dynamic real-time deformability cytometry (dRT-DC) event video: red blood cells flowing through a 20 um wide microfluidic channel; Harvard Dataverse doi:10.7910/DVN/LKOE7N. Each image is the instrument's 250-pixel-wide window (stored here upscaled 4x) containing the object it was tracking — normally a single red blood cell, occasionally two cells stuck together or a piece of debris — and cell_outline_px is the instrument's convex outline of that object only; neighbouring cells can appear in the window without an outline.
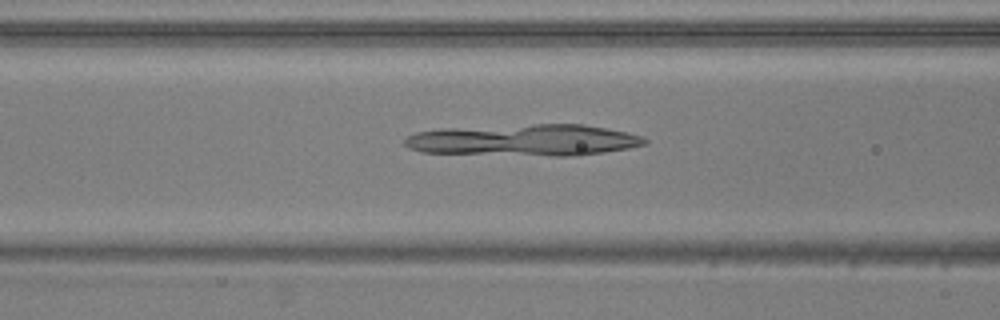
{"species": "common noctule bat (a hibernating species)", "species_latin": "Nyctalus noctula", "temperature_condition": "warm", "stored_images_in_passage": 35, "camera_frame_rate_fps": 3000, "um_per_image_px": 0.085, "animal": {"sex": "male", "body_mass_g": 20.5, "forearm_length_mm": 52.5}, "frame": {"image": 1, "passage_image": 10, "time_ms": 3.0, "image_size_px": [1000, 320], "cell_outline_px": [[648, 144], [628, 148], [604, 152], [576, 156], [552, 156], [420, 152], [408, 148], [404, 144], [404, 140], [408, 136], [416, 132], [440, 128], [536, 124], [584, 124], [624, 132], [640, 136], [648, 140]], "centroid_in_image_um": [44.52, 11.91], "position_along_channel_um": 122.1, "area_um2": 44.27}}
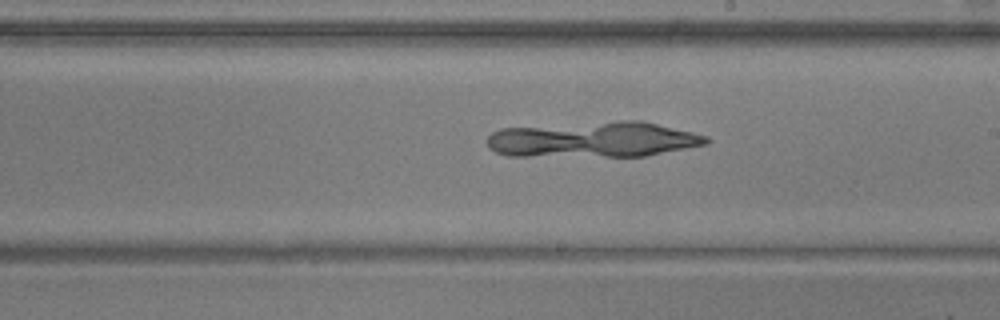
{"frame": {"image": 2, "passage_image": 19, "time_ms": 6.0, "image_size_px": [1000, 320], "cell_outline_px": [[712, 140], [708, 144], [644, 156], [508, 156], [496, 152], [488, 148], [484, 140], [492, 132], [500, 128], [616, 120], [640, 120], [692, 132], [708, 136]], "centroid_in_image_um": [50.4, 11.85], "position_along_channel_um": 238.6, "area_um2": 46.01}}
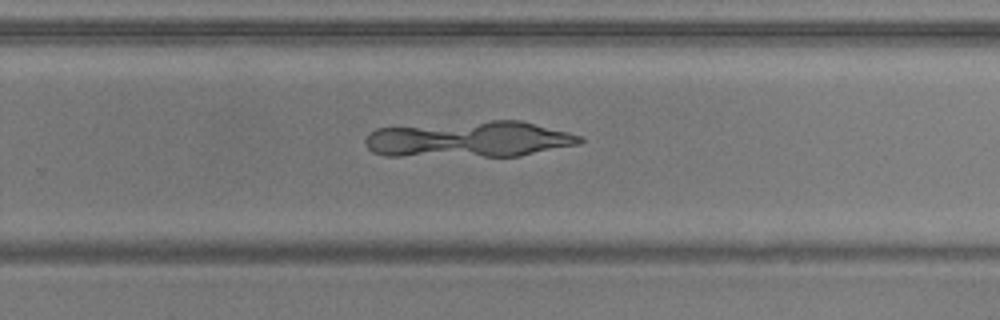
{"frame": {"image": 3, "passage_image": 23, "time_ms": 7.333, "image_size_px": [1000, 320], "cell_outline_px": [[584, 140], [580, 144], [520, 156], [384, 156], [372, 152], [364, 144], [364, 140], [368, 132], [376, 128], [492, 120], [520, 120], [568, 132], [580, 136]], "centroid_in_image_um": [39.85, 11.84], "position_along_channel_um": 289.9, "area_um2": 45.37}}